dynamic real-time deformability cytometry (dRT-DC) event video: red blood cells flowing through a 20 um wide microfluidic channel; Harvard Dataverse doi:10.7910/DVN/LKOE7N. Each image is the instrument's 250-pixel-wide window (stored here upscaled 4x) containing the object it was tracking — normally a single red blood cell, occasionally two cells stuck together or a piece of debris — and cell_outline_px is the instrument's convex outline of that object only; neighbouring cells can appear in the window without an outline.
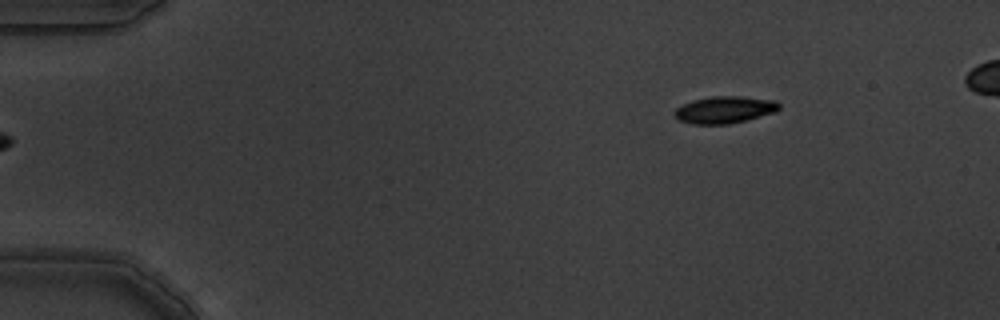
{"species": "common noctule bat (a hibernating species)", "species_latin": "Nyctalus noctula", "temperature_condition": "warm", "stored_images_in_passage": 4, "camera_frame_rate_fps": 3000, "um_per_image_px": 0.085, "animal": {"sex": "male", "body_mass_g": 19.5, "forearm_length_mm": 54.6}, "frame": {"image": 1, "passage_image": 4, "time_ms": 1.0, "image_size_px": [1000, 320], "cell_outline_px": [[780, 108], [776, 112], [728, 124], [692, 124], [680, 120], [676, 116], [676, 108], [692, 100], [712, 96], [740, 96], [776, 100], [780, 104]], "centroid_in_image_um": [61.63, 9.32], "position_along_channel_um": 23.4, "area_um2": 16.3}}